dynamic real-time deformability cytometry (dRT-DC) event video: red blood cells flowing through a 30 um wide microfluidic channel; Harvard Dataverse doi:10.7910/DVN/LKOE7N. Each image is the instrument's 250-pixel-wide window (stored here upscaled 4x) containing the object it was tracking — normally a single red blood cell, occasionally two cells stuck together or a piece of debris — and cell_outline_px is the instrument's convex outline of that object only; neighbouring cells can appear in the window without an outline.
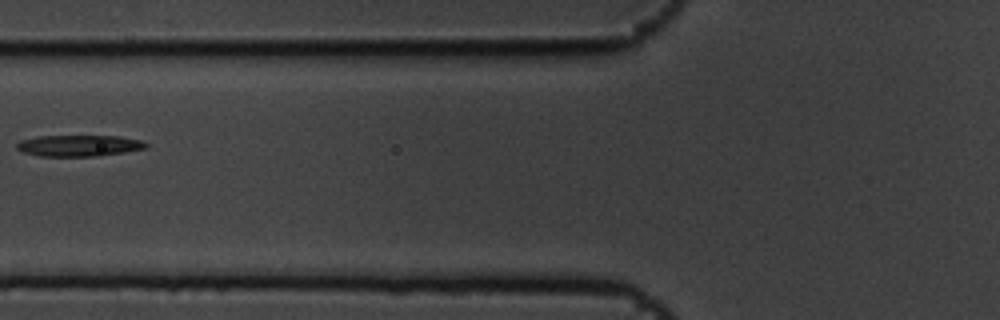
{"species": "common noctule bat (a hibernating species)", "species_latin": "Nyctalus noctula", "temperature_condition": "cold", "stored_images_in_passage": 8, "camera_frame_rate_fps": 3000, "um_per_image_px": 0.085, "animal": {"sex": "male", "body_mass_g": 19.5, "forearm_length_mm": 54.6}, "frame": {"image": 1, "passage_image": 7, "time_ms": 2.0, "image_size_px": [1000, 320], "cell_outline_px": [[148, 148], [100, 156], [40, 156], [24, 152], [16, 148], [16, 144], [20, 140], [40, 136], [120, 136], [140, 140], [148, 144]], "centroid_in_image_um": [6.73, 12.38], "position_along_channel_um": 119.1, "area_um2": 16.01}}
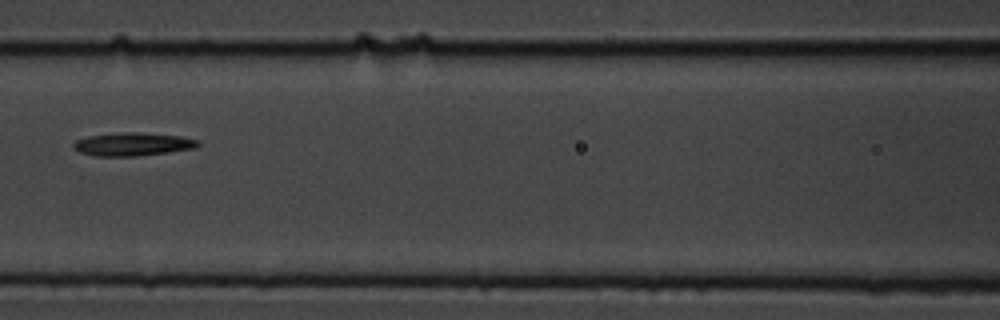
{"frame": {"image": 2, "passage_image": 8, "time_ms": 2.333, "image_size_px": [1000, 320], "cell_outline_px": [[200, 144], [196, 148], [168, 152], [136, 156], [92, 156], [80, 152], [72, 148], [72, 144], [76, 140], [88, 136], [124, 132], [140, 132], [180, 136], [200, 140]], "centroid_in_image_um": [11.28, 12.26], "position_along_channel_um": 155.3, "area_um2": 16.94}}